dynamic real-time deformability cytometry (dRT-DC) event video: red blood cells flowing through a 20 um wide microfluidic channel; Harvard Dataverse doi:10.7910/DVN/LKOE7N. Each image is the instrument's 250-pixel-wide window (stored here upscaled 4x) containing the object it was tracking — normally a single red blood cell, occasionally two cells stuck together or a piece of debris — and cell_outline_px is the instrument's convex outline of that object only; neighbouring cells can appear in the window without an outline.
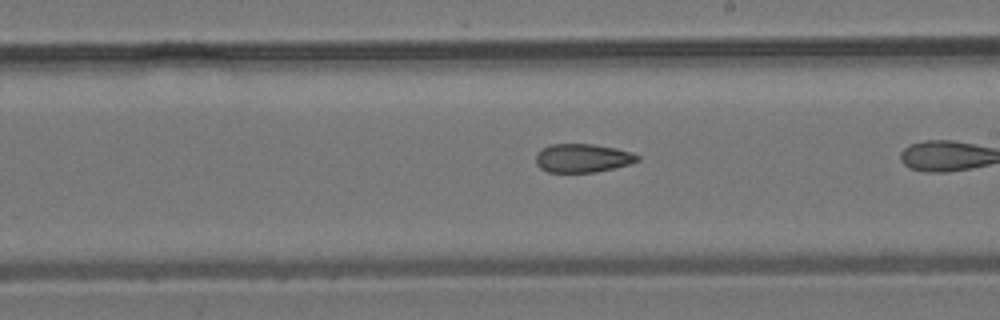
{"species": "common noctule bat (a hibernating species)", "species_latin": "Nyctalus noctula", "temperature_condition": "room temperature", "stored_images_in_passage": 14, "camera_frame_rate_fps": 3000, "um_per_image_px": 0.085, "animal": {"sex": "male", "body_mass_g": 19.2, "forearm_length_mm": 51.8}, "frame": {"image": 1, "passage_image": 12, "time_ms": 3.667, "image_size_px": [1000, 320], "cell_outline_px": [[640, 160], [628, 164], [596, 172], [548, 172], [540, 168], [536, 164], [536, 152], [552, 144], [592, 144], [616, 148], [632, 152], [640, 156]], "centroid_in_image_um": [49.52, 13.43], "position_along_channel_um": 239.5, "area_um2": 16.88}}